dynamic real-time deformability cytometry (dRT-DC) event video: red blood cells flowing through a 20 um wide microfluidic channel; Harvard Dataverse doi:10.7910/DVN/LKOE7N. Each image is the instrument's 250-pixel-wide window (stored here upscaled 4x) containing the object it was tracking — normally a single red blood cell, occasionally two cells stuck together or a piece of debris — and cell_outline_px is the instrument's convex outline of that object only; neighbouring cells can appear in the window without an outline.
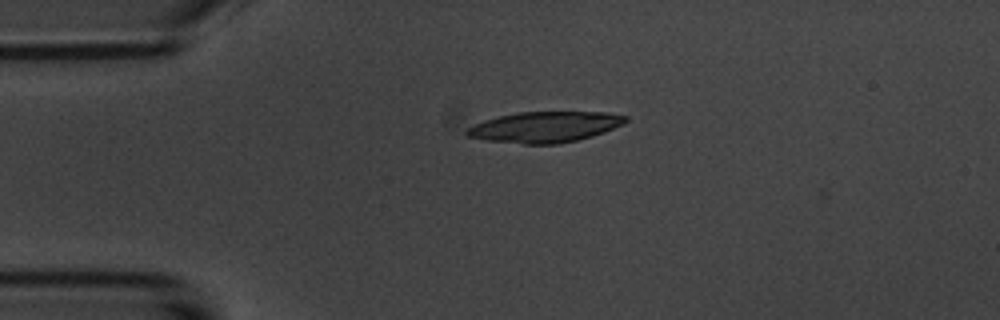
{"species": "common noctule bat (a hibernating species)", "species_latin": "Nyctalus noctula", "temperature_condition": "room temperature", "stored_images_in_passage": 2, "camera_frame_rate_fps": 3000, "um_per_image_px": 0.085, "animal": {"sex": "male", "body_mass_g": 20.1, "forearm_length_mm": 53.5}, "frame": {"image": 1, "passage_image": 1, "time_ms": 0.0, "image_size_px": [1000, 320], "cell_outline_px": [[628, 120], [624, 124], [604, 132], [592, 136], [576, 140], [556, 144], [524, 144], [488, 140], [464, 136], [464, 132], [468, 128], [484, 120], [500, 116], [520, 112], [608, 112], [628, 116]], "centroid_in_image_um": [46.34, 10.79], "position_along_channel_um": 38.7, "area_um2": 28.38}}